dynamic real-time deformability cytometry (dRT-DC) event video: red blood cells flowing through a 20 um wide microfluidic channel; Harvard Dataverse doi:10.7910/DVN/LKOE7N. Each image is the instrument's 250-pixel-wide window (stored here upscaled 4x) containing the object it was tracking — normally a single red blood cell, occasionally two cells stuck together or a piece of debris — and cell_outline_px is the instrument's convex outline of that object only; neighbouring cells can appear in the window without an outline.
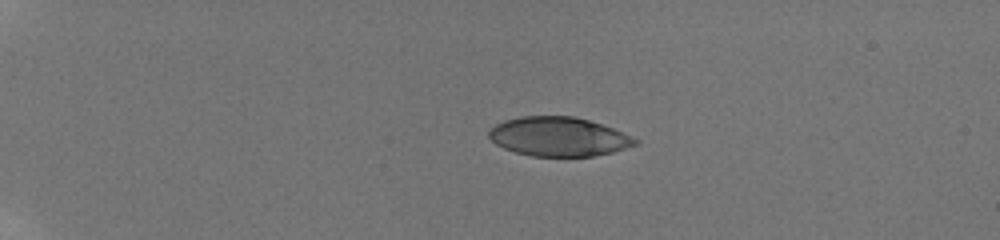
{"species": "human", "species_latin": "Homo sapiens", "temperature_condition": "room temperature", "stored_images_in_passage": 43, "camera_frame_rate_fps": 3000, "um_per_image_px": 0.085, "donor": {"sex": "male"}, "frame": {"image": 1, "passage_image": 1, "time_ms": 0.0, "image_size_px": [1000, 240], "cell_outline_px": [[640, 144], [612, 152], [592, 156], [532, 156], [516, 152], [504, 148], [496, 144], [488, 136], [488, 132], [496, 124], [504, 120], [520, 116], [572, 116], [588, 120], [612, 128], [640, 140]], "centroid_in_image_um": [47.49, 11.61], "position_along_channel_um": 37.5, "area_um2": 33.23}}
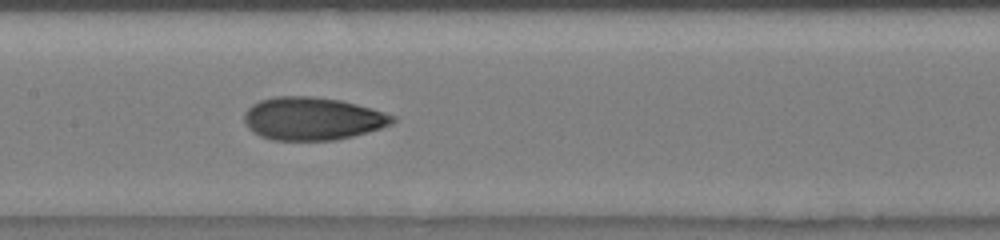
{"frame": {"image": 2, "passage_image": 19, "time_ms": 6.0, "image_size_px": [1000, 240], "cell_outline_px": [[396, 120], [392, 124], [380, 128], [352, 136], [336, 140], [272, 140], [260, 136], [252, 132], [248, 128], [244, 120], [244, 112], [252, 104], [260, 100], [276, 96], [312, 96], [340, 100], [372, 108], [396, 116]], "centroid_in_image_um": [26.54, 10.08], "position_along_channel_um": 180.9, "area_um2": 37.17}}
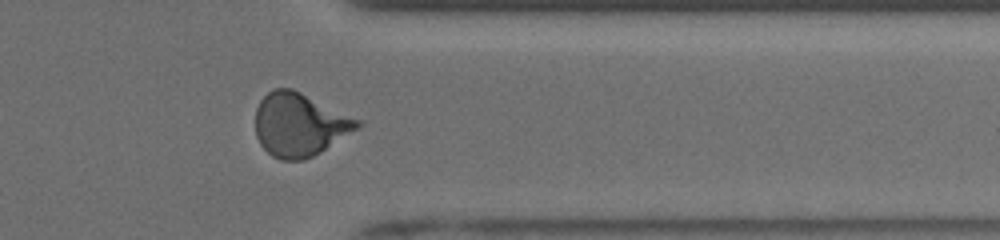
{"frame": {"image": 3, "passage_image": 35, "time_ms": 11.333, "image_size_px": [1000, 240], "cell_outline_px": [[360, 124], [356, 128], [320, 152], [304, 160], [280, 160], [272, 156], [260, 144], [256, 136], [256, 108], [260, 100], [272, 88], [292, 88], [360, 120]], "centroid_in_image_um": [25.4, 10.59], "position_along_channel_um": 386.0, "area_um2": 37.05}, "authors_computed_cell_mechanics": {"area_um2": 35.9516, "velocity_mm_per_s": 3.8761, "shape_relaxation_time_tau1_ms": 5.6995, "shape_relaxation_time_tau2_ms": 1.2227, "deformation_change_tau1": 0.1956, "deformation_change_tau2": 0.0684}}